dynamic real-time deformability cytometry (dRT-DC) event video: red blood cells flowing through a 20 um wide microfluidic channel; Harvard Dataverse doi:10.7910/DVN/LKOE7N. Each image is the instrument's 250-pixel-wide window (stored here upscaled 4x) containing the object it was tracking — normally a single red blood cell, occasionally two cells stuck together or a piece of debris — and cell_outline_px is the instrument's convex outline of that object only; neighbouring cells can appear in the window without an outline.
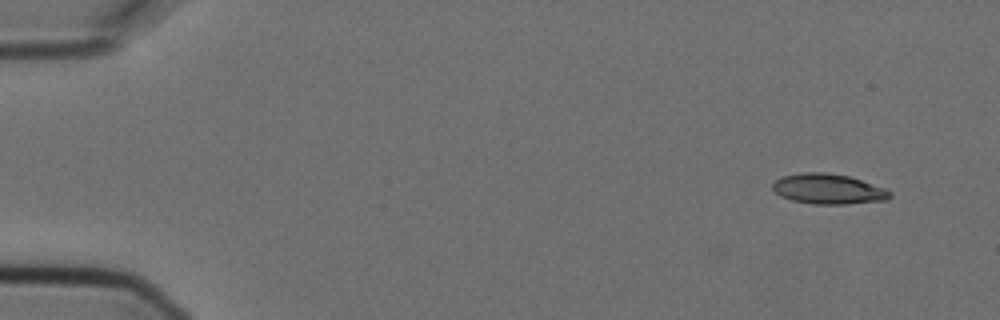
{"species": "Egyptian fruit bat (a non-hibernating species)", "species_latin": "Rousettus aegyptiacus", "temperature_condition": "cold", "stored_images_in_passage": 6, "camera_frame_rate_fps": 3000, "um_per_image_px": 0.085, "animal": {"sex": "female"}, "frame": {"image": 1, "passage_image": 1, "time_ms": 0.0, "image_size_px": [1000, 320], "cell_outline_px": [[892, 196], [888, 200], [844, 204], [812, 204], [792, 200], [780, 196], [772, 188], [772, 184], [776, 180], [784, 176], [800, 172], [824, 172], [848, 176], [884, 188], [892, 192]], "centroid_in_image_um": [70.4, 16.07], "position_along_channel_um": 14.6, "area_um2": 20.58}}
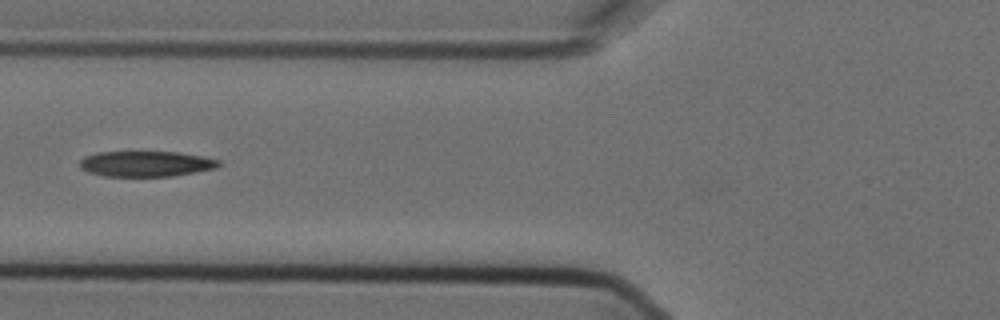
{"frame": {"image": 2, "passage_image": 6, "time_ms": 1.667, "image_size_px": [1000, 320], "cell_outline_px": [[220, 164], [216, 168], [172, 176], [104, 176], [88, 172], [80, 168], [80, 160], [84, 156], [96, 152], [176, 152], [200, 156], [220, 160]], "centroid_in_image_um": [12.36, 13.92], "position_along_channel_um": 113.4, "area_um2": 20.58}}